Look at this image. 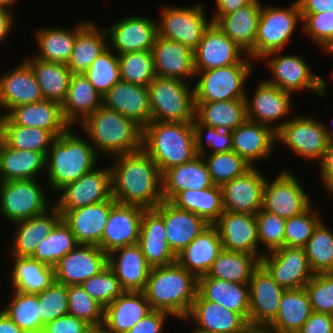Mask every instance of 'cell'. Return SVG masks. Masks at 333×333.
Masks as SVG:
<instances>
[{
	"instance_id": "6da1fadb",
	"label": "cell",
	"mask_w": 333,
	"mask_h": 333,
	"mask_svg": "<svg viewBox=\"0 0 333 333\" xmlns=\"http://www.w3.org/2000/svg\"><path fill=\"white\" fill-rule=\"evenodd\" d=\"M115 161L110 171L111 195L116 202L154 209L163 201L162 174L143 149L115 156Z\"/></svg>"
},
{
	"instance_id": "7a4b0ae2",
	"label": "cell",
	"mask_w": 333,
	"mask_h": 333,
	"mask_svg": "<svg viewBox=\"0 0 333 333\" xmlns=\"http://www.w3.org/2000/svg\"><path fill=\"white\" fill-rule=\"evenodd\" d=\"M198 279L177 262L152 267L143 290L152 309L163 310L183 319L196 298Z\"/></svg>"
},
{
	"instance_id": "3957f363",
	"label": "cell",
	"mask_w": 333,
	"mask_h": 333,
	"mask_svg": "<svg viewBox=\"0 0 333 333\" xmlns=\"http://www.w3.org/2000/svg\"><path fill=\"white\" fill-rule=\"evenodd\" d=\"M142 149L161 174L171 167L192 161L196 153L192 123L151 122L142 129Z\"/></svg>"
},
{
	"instance_id": "277c9868",
	"label": "cell",
	"mask_w": 333,
	"mask_h": 333,
	"mask_svg": "<svg viewBox=\"0 0 333 333\" xmlns=\"http://www.w3.org/2000/svg\"><path fill=\"white\" fill-rule=\"evenodd\" d=\"M71 128L53 140L46 155L47 184L57 191L97 166L99 155L93 145Z\"/></svg>"
},
{
	"instance_id": "5b68a950",
	"label": "cell",
	"mask_w": 333,
	"mask_h": 333,
	"mask_svg": "<svg viewBox=\"0 0 333 333\" xmlns=\"http://www.w3.org/2000/svg\"><path fill=\"white\" fill-rule=\"evenodd\" d=\"M80 125L96 153L103 151L115 157L142 149V128L130 118L103 105Z\"/></svg>"
},
{
	"instance_id": "8992f818",
	"label": "cell",
	"mask_w": 333,
	"mask_h": 333,
	"mask_svg": "<svg viewBox=\"0 0 333 333\" xmlns=\"http://www.w3.org/2000/svg\"><path fill=\"white\" fill-rule=\"evenodd\" d=\"M147 89L152 122L192 123L194 121V89L187 82L155 76Z\"/></svg>"
},
{
	"instance_id": "52a82bcc",
	"label": "cell",
	"mask_w": 333,
	"mask_h": 333,
	"mask_svg": "<svg viewBox=\"0 0 333 333\" xmlns=\"http://www.w3.org/2000/svg\"><path fill=\"white\" fill-rule=\"evenodd\" d=\"M250 59L246 55L238 64L198 71L200 76L193 87L195 103L245 99V81L254 62Z\"/></svg>"
},
{
	"instance_id": "ba28073f",
	"label": "cell",
	"mask_w": 333,
	"mask_h": 333,
	"mask_svg": "<svg viewBox=\"0 0 333 333\" xmlns=\"http://www.w3.org/2000/svg\"><path fill=\"white\" fill-rule=\"evenodd\" d=\"M298 22L302 23V15L297 0L285 8L262 5L254 61L260 60L268 53L285 49Z\"/></svg>"
},
{
	"instance_id": "9c48e42d",
	"label": "cell",
	"mask_w": 333,
	"mask_h": 333,
	"mask_svg": "<svg viewBox=\"0 0 333 333\" xmlns=\"http://www.w3.org/2000/svg\"><path fill=\"white\" fill-rule=\"evenodd\" d=\"M282 51L266 54L261 60H266L268 69L273 78L265 79L288 93L309 89L317 92L318 96L325 97L327 83L324 78L310 71L309 65L302 57L297 55H284Z\"/></svg>"
},
{
	"instance_id": "30bf717a",
	"label": "cell",
	"mask_w": 333,
	"mask_h": 333,
	"mask_svg": "<svg viewBox=\"0 0 333 333\" xmlns=\"http://www.w3.org/2000/svg\"><path fill=\"white\" fill-rule=\"evenodd\" d=\"M38 183L37 179L0 181V211L7 221L27 220L50 209Z\"/></svg>"
},
{
	"instance_id": "8fae6325",
	"label": "cell",
	"mask_w": 333,
	"mask_h": 333,
	"mask_svg": "<svg viewBox=\"0 0 333 333\" xmlns=\"http://www.w3.org/2000/svg\"><path fill=\"white\" fill-rule=\"evenodd\" d=\"M275 124L278 142L284 143L296 155L302 158L321 160L328 145L324 123L318 119L304 116ZM318 120V121H317Z\"/></svg>"
},
{
	"instance_id": "7c38bea8",
	"label": "cell",
	"mask_w": 333,
	"mask_h": 333,
	"mask_svg": "<svg viewBox=\"0 0 333 333\" xmlns=\"http://www.w3.org/2000/svg\"><path fill=\"white\" fill-rule=\"evenodd\" d=\"M202 4L191 7L163 6L157 23L158 35L186 45L193 52L197 49L208 21Z\"/></svg>"
},
{
	"instance_id": "4fadbf2b",
	"label": "cell",
	"mask_w": 333,
	"mask_h": 333,
	"mask_svg": "<svg viewBox=\"0 0 333 333\" xmlns=\"http://www.w3.org/2000/svg\"><path fill=\"white\" fill-rule=\"evenodd\" d=\"M312 201L291 171L282 170L270 183L265 179L262 209L284 219L304 212Z\"/></svg>"
},
{
	"instance_id": "5bb4252c",
	"label": "cell",
	"mask_w": 333,
	"mask_h": 333,
	"mask_svg": "<svg viewBox=\"0 0 333 333\" xmlns=\"http://www.w3.org/2000/svg\"><path fill=\"white\" fill-rule=\"evenodd\" d=\"M58 191L62 195L52 205L61 215L68 210L107 201L112 196L110 167L107 166V169L94 168L77 181L64 185Z\"/></svg>"
},
{
	"instance_id": "9a60e30c",
	"label": "cell",
	"mask_w": 333,
	"mask_h": 333,
	"mask_svg": "<svg viewBox=\"0 0 333 333\" xmlns=\"http://www.w3.org/2000/svg\"><path fill=\"white\" fill-rule=\"evenodd\" d=\"M260 264L273 280L285 289L305 287L314 275L304 247L284 246L270 254L266 251L260 259Z\"/></svg>"
},
{
	"instance_id": "2e32d148",
	"label": "cell",
	"mask_w": 333,
	"mask_h": 333,
	"mask_svg": "<svg viewBox=\"0 0 333 333\" xmlns=\"http://www.w3.org/2000/svg\"><path fill=\"white\" fill-rule=\"evenodd\" d=\"M285 288L260 264L249 281V326L267 328L277 317Z\"/></svg>"
},
{
	"instance_id": "e0dca14e",
	"label": "cell",
	"mask_w": 333,
	"mask_h": 333,
	"mask_svg": "<svg viewBox=\"0 0 333 333\" xmlns=\"http://www.w3.org/2000/svg\"><path fill=\"white\" fill-rule=\"evenodd\" d=\"M108 265V255L98 246L78 244L54 266L55 281L81 285Z\"/></svg>"
},
{
	"instance_id": "ac0fdd59",
	"label": "cell",
	"mask_w": 333,
	"mask_h": 333,
	"mask_svg": "<svg viewBox=\"0 0 333 333\" xmlns=\"http://www.w3.org/2000/svg\"><path fill=\"white\" fill-rule=\"evenodd\" d=\"M265 179L255 165L224 183L221 186L224 211L255 215L262 208Z\"/></svg>"
},
{
	"instance_id": "d6986e66",
	"label": "cell",
	"mask_w": 333,
	"mask_h": 333,
	"mask_svg": "<svg viewBox=\"0 0 333 333\" xmlns=\"http://www.w3.org/2000/svg\"><path fill=\"white\" fill-rule=\"evenodd\" d=\"M145 208L116 202L112 207L99 248L107 255L118 248L138 243Z\"/></svg>"
},
{
	"instance_id": "ffe728a7",
	"label": "cell",
	"mask_w": 333,
	"mask_h": 333,
	"mask_svg": "<svg viewBox=\"0 0 333 333\" xmlns=\"http://www.w3.org/2000/svg\"><path fill=\"white\" fill-rule=\"evenodd\" d=\"M110 48L117 55L134 51H152L158 36L157 21L142 16H130L106 28Z\"/></svg>"
},
{
	"instance_id": "44dd1931",
	"label": "cell",
	"mask_w": 333,
	"mask_h": 333,
	"mask_svg": "<svg viewBox=\"0 0 333 333\" xmlns=\"http://www.w3.org/2000/svg\"><path fill=\"white\" fill-rule=\"evenodd\" d=\"M219 233L224 250L264 255L258 248V230L254 214L223 211L213 224Z\"/></svg>"
},
{
	"instance_id": "7402d4cb",
	"label": "cell",
	"mask_w": 333,
	"mask_h": 333,
	"mask_svg": "<svg viewBox=\"0 0 333 333\" xmlns=\"http://www.w3.org/2000/svg\"><path fill=\"white\" fill-rule=\"evenodd\" d=\"M183 320H192L196 324L191 333H241L249 327V323L239 313L205 300L198 292Z\"/></svg>"
},
{
	"instance_id": "603a6c76",
	"label": "cell",
	"mask_w": 333,
	"mask_h": 333,
	"mask_svg": "<svg viewBox=\"0 0 333 333\" xmlns=\"http://www.w3.org/2000/svg\"><path fill=\"white\" fill-rule=\"evenodd\" d=\"M244 51L224 34L214 23L204 31L194 51L195 72L238 64Z\"/></svg>"
},
{
	"instance_id": "cb8c5ba5",
	"label": "cell",
	"mask_w": 333,
	"mask_h": 333,
	"mask_svg": "<svg viewBox=\"0 0 333 333\" xmlns=\"http://www.w3.org/2000/svg\"><path fill=\"white\" fill-rule=\"evenodd\" d=\"M1 115L0 124H17L45 129L56 137L71 126L63 117L61 104L45 99L40 102L18 105L8 113L4 112Z\"/></svg>"
},
{
	"instance_id": "d4e9b609",
	"label": "cell",
	"mask_w": 333,
	"mask_h": 333,
	"mask_svg": "<svg viewBox=\"0 0 333 333\" xmlns=\"http://www.w3.org/2000/svg\"><path fill=\"white\" fill-rule=\"evenodd\" d=\"M102 105L130 118L142 129L152 122L146 86L120 81L102 97Z\"/></svg>"
},
{
	"instance_id": "484cf974",
	"label": "cell",
	"mask_w": 333,
	"mask_h": 333,
	"mask_svg": "<svg viewBox=\"0 0 333 333\" xmlns=\"http://www.w3.org/2000/svg\"><path fill=\"white\" fill-rule=\"evenodd\" d=\"M252 99L246 95L247 119L267 125L275 130L274 121L282 120L291 111V93L279 87L260 81ZM282 118V119H281Z\"/></svg>"
},
{
	"instance_id": "4316f807",
	"label": "cell",
	"mask_w": 333,
	"mask_h": 333,
	"mask_svg": "<svg viewBox=\"0 0 333 333\" xmlns=\"http://www.w3.org/2000/svg\"><path fill=\"white\" fill-rule=\"evenodd\" d=\"M154 210L163 218L168 245L177 256L209 224L198 215L163 200Z\"/></svg>"
},
{
	"instance_id": "83f0119b",
	"label": "cell",
	"mask_w": 333,
	"mask_h": 333,
	"mask_svg": "<svg viewBox=\"0 0 333 333\" xmlns=\"http://www.w3.org/2000/svg\"><path fill=\"white\" fill-rule=\"evenodd\" d=\"M152 54L155 74L158 77L176 78L186 82L197 76L194 52L180 42L158 35Z\"/></svg>"
},
{
	"instance_id": "f1b7e54d",
	"label": "cell",
	"mask_w": 333,
	"mask_h": 333,
	"mask_svg": "<svg viewBox=\"0 0 333 333\" xmlns=\"http://www.w3.org/2000/svg\"><path fill=\"white\" fill-rule=\"evenodd\" d=\"M116 203L112 196L104 202L68 210L62 220L70 227L78 244L99 247L107 225L111 207Z\"/></svg>"
},
{
	"instance_id": "f546056e",
	"label": "cell",
	"mask_w": 333,
	"mask_h": 333,
	"mask_svg": "<svg viewBox=\"0 0 333 333\" xmlns=\"http://www.w3.org/2000/svg\"><path fill=\"white\" fill-rule=\"evenodd\" d=\"M276 142L274 129L248 119L232 131V150L250 166L268 159Z\"/></svg>"
},
{
	"instance_id": "4dcf8cb0",
	"label": "cell",
	"mask_w": 333,
	"mask_h": 333,
	"mask_svg": "<svg viewBox=\"0 0 333 333\" xmlns=\"http://www.w3.org/2000/svg\"><path fill=\"white\" fill-rule=\"evenodd\" d=\"M262 4L259 0L223 15L214 24L254 61L255 40Z\"/></svg>"
},
{
	"instance_id": "1f68e13d",
	"label": "cell",
	"mask_w": 333,
	"mask_h": 333,
	"mask_svg": "<svg viewBox=\"0 0 333 333\" xmlns=\"http://www.w3.org/2000/svg\"><path fill=\"white\" fill-rule=\"evenodd\" d=\"M44 100L30 65L23 60L7 74L0 75V107L7 113L18 105Z\"/></svg>"
},
{
	"instance_id": "d6a6232c",
	"label": "cell",
	"mask_w": 333,
	"mask_h": 333,
	"mask_svg": "<svg viewBox=\"0 0 333 333\" xmlns=\"http://www.w3.org/2000/svg\"><path fill=\"white\" fill-rule=\"evenodd\" d=\"M137 244L151 267L167 266L176 262V255L168 245L164 220L154 209H145L142 214Z\"/></svg>"
},
{
	"instance_id": "836d02e7",
	"label": "cell",
	"mask_w": 333,
	"mask_h": 333,
	"mask_svg": "<svg viewBox=\"0 0 333 333\" xmlns=\"http://www.w3.org/2000/svg\"><path fill=\"white\" fill-rule=\"evenodd\" d=\"M152 310L143 291H124L104 308L102 325L112 333H126Z\"/></svg>"
},
{
	"instance_id": "e575fe53",
	"label": "cell",
	"mask_w": 333,
	"mask_h": 333,
	"mask_svg": "<svg viewBox=\"0 0 333 333\" xmlns=\"http://www.w3.org/2000/svg\"><path fill=\"white\" fill-rule=\"evenodd\" d=\"M108 265L115 272L123 290L131 292L144 290L152 268L138 244L113 250L108 254Z\"/></svg>"
},
{
	"instance_id": "d590c367",
	"label": "cell",
	"mask_w": 333,
	"mask_h": 333,
	"mask_svg": "<svg viewBox=\"0 0 333 333\" xmlns=\"http://www.w3.org/2000/svg\"><path fill=\"white\" fill-rule=\"evenodd\" d=\"M222 250L217 228L209 225L176 256V262L198 279L208 274Z\"/></svg>"
},
{
	"instance_id": "8d00e7d4",
	"label": "cell",
	"mask_w": 333,
	"mask_h": 333,
	"mask_svg": "<svg viewBox=\"0 0 333 333\" xmlns=\"http://www.w3.org/2000/svg\"><path fill=\"white\" fill-rule=\"evenodd\" d=\"M49 210L30 219L15 222L16 230L11 243L12 257H30L37 245L62 219V215L54 205Z\"/></svg>"
},
{
	"instance_id": "74e56055",
	"label": "cell",
	"mask_w": 333,
	"mask_h": 333,
	"mask_svg": "<svg viewBox=\"0 0 333 333\" xmlns=\"http://www.w3.org/2000/svg\"><path fill=\"white\" fill-rule=\"evenodd\" d=\"M212 186L214 183L201 155L162 174V196L165 201H170L178 192L187 189L204 190Z\"/></svg>"
},
{
	"instance_id": "f35d334b",
	"label": "cell",
	"mask_w": 333,
	"mask_h": 333,
	"mask_svg": "<svg viewBox=\"0 0 333 333\" xmlns=\"http://www.w3.org/2000/svg\"><path fill=\"white\" fill-rule=\"evenodd\" d=\"M102 106V97L83 73H72L66 97L61 103L64 119L73 126Z\"/></svg>"
},
{
	"instance_id": "ab89813d",
	"label": "cell",
	"mask_w": 333,
	"mask_h": 333,
	"mask_svg": "<svg viewBox=\"0 0 333 333\" xmlns=\"http://www.w3.org/2000/svg\"><path fill=\"white\" fill-rule=\"evenodd\" d=\"M197 292L205 300L239 313L249 323V284L224 281L205 275L198 278Z\"/></svg>"
},
{
	"instance_id": "60d3db41",
	"label": "cell",
	"mask_w": 333,
	"mask_h": 333,
	"mask_svg": "<svg viewBox=\"0 0 333 333\" xmlns=\"http://www.w3.org/2000/svg\"><path fill=\"white\" fill-rule=\"evenodd\" d=\"M312 312L310 297L304 287L285 289L277 317L267 328L277 333H297Z\"/></svg>"
},
{
	"instance_id": "b9f144b4",
	"label": "cell",
	"mask_w": 333,
	"mask_h": 333,
	"mask_svg": "<svg viewBox=\"0 0 333 333\" xmlns=\"http://www.w3.org/2000/svg\"><path fill=\"white\" fill-rule=\"evenodd\" d=\"M41 171L46 172L43 153L14 149L0 139V181L36 179Z\"/></svg>"
},
{
	"instance_id": "7bdbcfd3",
	"label": "cell",
	"mask_w": 333,
	"mask_h": 333,
	"mask_svg": "<svg viewBox=\"0 0 333 333\" xmlns=\"http://www.w3.org/2000/svg\"><path fill=\"white\" fill-rule=\"evenodd\" d=\"M195 119L200 124L233 131L247 119L246 99L195 103Z\"/></svg>"
},
{
	"instance_id": "ee69618b",
	"label": "cell",
	"mask_w": 333,
	"mask_h": 333,
	"mask_svg": "<svg viewBox=\"0 0 333 333\" xmlns=\"http://www.w3.org/2000/svg\"><path fill=\"white\" fill-rule=\"evenodd\" d=\"M88 22L79 23L73 30L58 27L38 29L35 33V41L40 51L39 55L38 53L33 55L34 58L67 65L72 55L76 35Z\"/></svg>"
},
{
	"instance_id": "f6af8a7d",
	"label": "cell",
	"mask_w": 333,
	"mask_h": 333,
	"mask_svg": "<svg viewBox=\"0 0 333 333\" xmlns=\"http://www.w3.org/2000/svg\"><path fill=\"white\" fill-rule=\"evenodd\" d=\"M176 208L192 212L213 225L224 211L220 186L204 190L187 189L178 192L170 201Z\"/></svg>"
},
{
	"instance_id": "bcb514c9",
	"label": "cell",
	"mask_w": 333,
	"mask_h": 333,
	"mask_svg": "<svg viewBox=\"0 0 333 333\" xmlns=\"http://www.w3.org/2000/svg\"><path fill=\"white\" fill-rule=\"evenodd\" d=\"M89 21L76 35L67 67L71 73H84L93 61L108 47L106 28L99 30Z\"/></svg>"
},
{
	"instance_id": "7dc6e473",
	"label": "cell",
	"mask_w": 333,
	"mask_h": 333,
	"mask_svg": "<svg viewBox=\"0 0 333 333\" xmlns=\"http://www.w3.org/2000/svg\"><path fill=\"white\" fill-rule=\"evenodd\" d=\"M11 288L37 294L55 282L54 267L33 260L30 257H13Z\"/></svg>"
},
{
	"instance_id": "c3c4849f",
	"label": "cell",
	"mask_w": 333,
	"mask_h": 333,
	"mask_svg": "<svg viewBox=\"0 0 333 333\" xmlns=\"http://www.w3.org/2000/svg\"><path fill=\"white\" fill-rule=\"evenodd\" d=\"M45 100L62 103L66 97L71 71L66 64L47 62L33 56L26 58Z\"/></svg>"
},
{
	"instance_id": "681fc988",
	"label": "cell",
	"mask_w": 333,
	"mask_h": 333,
	"mask_svg": "<svg viewBox=\"0 0 333 333\" xmlns=\"http://www.w3.org/2000/svg\"><path fill=\"white\" fill-rule=\"evenodd\" d=\"M260 259L251 253L222 250L208 272L210 278L249 284Z\"/></svg>"
},
{
	"instance_id": "f907efd6",
	"label": "cell",
	"mask_w": 333,
	"mask_h": 333,
	"mask_svg": "<svg viewBox=\"0 0 333 333\" xmlns=\"http://www.w3.org/2000/svg\"><path fill=\"white\" fill-rule=\"evenodd\" d=\"M55 138L52 132L45 129L0 124V139L14 149L36 151L46 156Z\"/></svg>"
},
{
	"instance_id": "816d5d0a",
	"label": "cell",
	"mask_w": 333,
	"mask_h": 333,
	"mask_svg": "<svg viewBox=\"0 0 333 333\" xmlns=\"http://www.w3.org/2000/svg\"><path fill=\"white\" fill-rule=\"evenodd\" d=\"M77 245L78 243L70 227L61 219L50 234L37 245L30 258L54 267L61 258Z\"/></svg>"
},
{
	"instance_id": "f5cc1de1",
	"label": "cell",
	"mask_w": 333,
	"mask_h": 333,
	"mask_svg": "<svg viewBox=\"0 0 333 333\" xmlns=\"http://www.w3.org/2000/svg\"><path fill=\"white\" fill-rule=\"evenodd\" d=\"M12 294L11 301L2 311L25 333H41L38 293L14 290Z\"/></svg>"
},
{
	"instance_id": "db71d44e",
	"label": "cell",
	"mask_w": 333,
	"mask_h": 333,
	"mask_svg": "<svg viewBox=\"0 0 333 333\" xmlns=\"http://www.w3.org/2000/svg\"><path fill=\"white\" fill-rule=\"evenodd\" d=\"M327 227L321 220L304 246L314 274L333 272V232Z\"/></svg>"
},
{
	"instance_id": "11a10c76",
	"label": "cell",
	"mask_w": 333,
	"mask_h": 333,
	"mask_svg": "<svg viewBox=\"0 0 333 333\" xmlns=\"http://www.w3.org/2000/svg\"><path fill=\"white\" fill-rule=\"evenodd\" d=\"M121 81L148 86L156 76L152 51H134L118 55Z\"/></svg>"
},
{
	"instance_id": "9f6ffc18",
	"label": "cell",
	"mask_w": 333,
	"mask_h": 333,
	"mask_svg": "<svg viewBox=\"0 0 333 333\" xmlns=\"http://www.w3.org/2000/svg\"><path fill=\"white\" fill-rule=\"evenodd\" d=\"M83 74L103 97L121 81L118 55L108 46Z\"/></svg>"
},
{
	"instance_id": "6f0895ef",
	"label": "cell",
	"mask_w": 333,
	"mask_h": 333,
	"mask_svg": "<svg viewBox=\"0 0 333 333\" xmlns=\"http://www.w3.org/2000/svg\"><path fill=\"white\" fill-rule=\"evenodd\" d=\"M201 156L206 163L208 172L210 173L214 185L220 187L224 183H227L239 175H242L251 167L233 150L212 154L202 153Z\"/></svg>"
},
{
	"instance_id": "680465c9",
	"label": "cell",
	"mask_w": 333,
	"mask_h": 333,
	"mask_svg": "<svg viewBox=\"0 0 333 333\" xmlns=\"http://www.w3.org/2000/svg\"><path fill=\"white\" fill-rule=\"evenodd\" d=\"M68 314L83 320L91 327L103 324L104 308L81 285H68Z\"/></svg>"
},
{
	"instance_id": "91938a15",
	"label": "cell",
	"mask_w": 333,
	"mask_h": 333,
	"mask_svg": "<svg viewBox=\"0 0 333 333\" xmlns=\"http://www.w3.org/2000/svg\"><path fill=\"white\" fill-rule=\"evenodd\" d=\"M81 286L103 308L124 292L120 281L109 265L98 274L85 280Z\"/></svg>"
},
{
	"instance_id": "94428289",
	"label": "cell",
	"mask_w": 333,
	"mask_h": 333,
	"mask_svg": "<svg viewBox=\"0 0 333 333\" xmlns=\"http://www.w3.org/2000/svg\"><path fill=\"white\" fill-rule=\"evenodd\" d=\"M321 220L312 204L301 214L286 219L284 246L304 247Z\"/></svg>"
},
{
	"instance_id": "6125c7cd",
	"label": "cell",
	"mask_w": 333,
	"mask_h": 333,
	"mask_svg": "<svg viewBox=\"0 0 333 333\" xmlns=\"http://www.w3.org/2000/svg\"><path fill=\"white\" fill-rule=\"evenodd\" d=\"M41 316V333L46 323L68 314L67 286L53 282L44 291L38 293Z\"/></svg>"
},
{
	"instance_id": "be15d7a7",
	"label": "cell",
	"mask_w": 333,
	"mask_h": 333,
	"mask_svg": "<svg viewBox=\"0 0 333 333\" xmlns=\"http://www.w3.org/2000/svg\"><path fill=\"white\" fill-rule=\"evenodd\" d=\"M258 239L268 252L284 247L286 219L262 208L255 214Z\"/></svg>"
},
{
	"instance_id": "e7e4bbea",
	"label": "cell",
	"mask_w": 333,
	"mask_h": 333,
	"mask_svg": "<svg viewBox=\"0 0 333 333\" xmlns=\"http://www.w3.org/2000/svg\"><path fill=\"white\" fill-rule=\"evenodd\" d=\"M304 288L313 312L333 315V272L314 274Z\"/></svg>"
},
{
	"instance_id": "03108f58",
	"label": "cell",
	"mask_w": 333,
	"mask_h": 333,
	"mask_svg": "<svg viewBox=\"0 0 333 333\" xmlns=\"http://www.w3.org/2000/svg\"><path fill=\"white\" fill-rule=\"evenodd\" d=\"M192 124L195 133L196 153L198 155L208 152L204 145L205 142L207 143V147L210 148L211 152H209V154L232 150V131L220 130L218 128L200 124L196 119H194ZM206 131V138H204Z\"/></svg>"
},
{
	"instance_id": "003e7915",
	"label": "cell",
	"mask_w": 333,
	"mask_h": 333,
	"mask_svg": "<svg viewBox=\"0 0 333 333\" xmlns=\"http://www.w3.org/2000/svg\"><path fill=\"white\" fill-rule=\"evenodd\" d=\"M302 27L319 47L333 37V12L301 14Z\"/></svg>"
},
{
	"instance_id": "a7ac6f4b",
	"label": "cell",
	"mask_w": 333,
	"mask_h": 333,
	"mask_svg": "<svg viewBox=\"0 0 333 333\" xmlns=\"http://www.w3.org/2000/svg\"><path fill=\"white\" fill-rule=\"evenodd\" d=\"M91 326L72 315L66 314L44 325L42 333H88Z\"/></svg>"
},
{
	"instance_id": "89a4df30",
	"label": "cell",
	"mask_w": 333,
	"mask_h": 333,
	"mask_svg": "<svg viewBox=\"0 0 333 333\" xmlns=\"http://www.w3.org/2000/svg\"><path fill=\"white\" fill-rule=\"evenodd\" d=\"M168 316L172 315L163 310L153 309L126 333H162Z\"/></svg>"
},
{
	"instance_id": "2644e50d",
	"label": "cell",
	"mask_w": 333,
	"mask_h": 333,
	"mask_svg": "<svg viewBox=\"0 0 333 333\" xmlns=\"http://www.w3.org/2000/svg\"><path fill=\"white\" fill-rule=\"evenodd\" d=\"M297 333H333V315L312 312Z\"/></svg>"
},
{
	"instance_id": "8c879c8a",
	"label": "cell",
	"mask_w": 333,
	"mask_h": 333,
	"mask_svg": "<svg viewBox=\"0 0 333 333\" xmlns=\"http://www.w3.org/2000/svg\"><path fill=\"white\" fill-rule=\"evenodd\" d=\"M320 163V179L329 194L333 191V140L328 141L327 148Z\"/></svg>"
},
{
	"instance_id": "753ad0ef",
	"label": "cell",
	"mask_w": 333,
	"mask_h": 333,
	"mask_svg": "<svg viewBox=\"0 0 333 333\" xmlns=\"http://www.w3.org/2000/svg\"><path fill=\"white\" fill-rule=\"evenodd\" d=\"M301 14L333 12V0H297Z\"/></svg>"
},
{
	"instance_id": "34e18365",
	"label": "cell",
	"mask_w": 333,
	"mask_h": 333,
	"mask_svg": "<svg viewBox=\"0 0 333 333\" xmlns=\"http://www.w3.org/2000/svg\"><path fill=\"white\" fill-rule=\"evenodd\" d=\"M252 1L253 0H215L217 11L210 20L214 23L221 16L237 11Z\"/></svg>"
},
{
	"instance_id": "11e5206c",
	"label": "cell",
	"mask_w": 333,
	"mask_h": 333,
	"mask_svg": "<svg viewBox=\"0 0 333 333\" xmlns=\"http://www.w3.org/2000/svg\"><path fill=\"white\" fill-rule=\"evenodd\" d=\"M11 14L9 9L0 7V43L12 29L14 19H12L13 15Z\"/></svg>"
},
{
	"instance_id": "2a66077c",
	"label": "cell",
	"mask_w": 333,
	"mask_h": 333,
	"mask_svg": "<svg viewBox=\"0 0 333 333\" xmlns=\"http://www.w3.org/2000/svg\"><path fill=\"white\" fill-rule=\"evenodd\" d=\"M0 333H25L2 310H0Z\"/></svg>"
},
{
	"instance_id": "b9fcfbb0",
	"label": "cell",
	"mask_w": 333,
	"mask_h": 333,
	"mask_svg": "<svg viewBox=\"0 0 333 333\" xmlns=\"http://www.w3.org/2000/svg\"><path fill=\"white\" fill-rule=\"evenodd\" d=\"M324 49V51L328 52L327 54L333 55V37L328 39L323 45L320 46V48Z\"/></svg>"
},
{
	"instance_id": "09005b40",
	"label": "cell",
	"mask_w": 333,
	"mask_h": 333,
	"mask_svg": "<svg viewBox=\"0 0 333 333\" xmlns=\"http://www.w3.org/2000/svg\"><path fill=\"white\" fill-rule=\"evenodd\" d=\"M88 333H112L106 329L103 325L91 327Z\"/></svg>"
},
{
	"instance_id": "979ff035",
	"label": "cell",
	"mask_w": 333,
	"mask_h": 333,
	"mask_svg": "<svg viewBox=\"0 0 333 333\" xmlns=\"http://www.w3.org/2000/svg\"><path fill=\"white\" fill-rule=\"evenodd\" d=\"M18 0H0V7L10 9Z\"/></svg>"
},
{
	"instance_id": "deb4b68c",
	"label": "cell",
	"mask_w": 333,
	"mask_h": 333,
	"mask_svg": "<svg viewBox=\"0 0 333 333\" xmlns=\"http://www.w3.org/2000/svg\"><path fill=\"white\" fill-rule=\"evenodd\" d=\"M324 128H325L328 140H333V130L329 129V127L326 124H324Z\"/></svg>"
},
{
	"instance_id": "67dfc351",
	"label": "cell",
	"mask_w": 333,
	"mask_h": 333,
	"mask_svg": "<svg viewBox=\"0 0 333 333\" xmlns=\"http://www.w3.org/2000/svg\"><path fill=\"white\" fill-rule=\"evenodd\" d=\"M255 333H277V332H273L268 328H255Z\"/></svg>"
},
{
	"instance_id": "b62a3aed",
	"label": "cell",
	"mask_w": 333,
	"mask_h": 333,
	"mask_svg": "<svg viewBox=\"0 0 333 333\" xmlns=\"http://www.w3.org/2000/svg\"><path fill=\"white\" fill-rule=\"evenodd\" d=\"M241 333H255V328H252L251 326H249L244 332Z\"/></svg>"
}]
</instances>
